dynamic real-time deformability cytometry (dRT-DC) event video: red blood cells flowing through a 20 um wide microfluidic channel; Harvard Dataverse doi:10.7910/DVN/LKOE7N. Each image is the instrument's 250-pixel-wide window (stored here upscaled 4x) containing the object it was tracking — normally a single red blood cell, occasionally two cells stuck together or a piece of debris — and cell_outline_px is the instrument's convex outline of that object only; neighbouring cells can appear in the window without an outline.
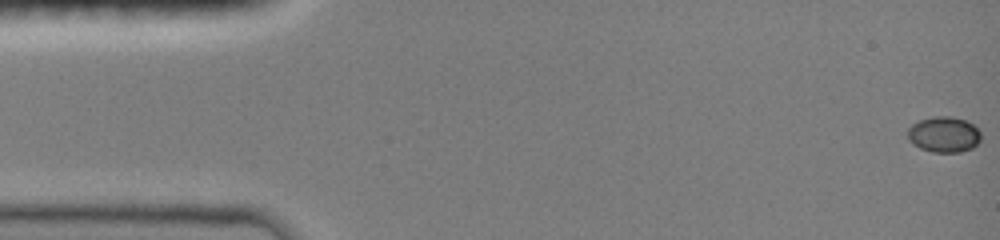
{"species": "common noctule bat (a hibernating species)", "species_latin": "Nyctalus noctula", "temperature_condition": "room temperature", "stored_images_in_passage": 48, "camera_frame_rate_fps": 3000, "um_per_image_px": 0.085, "animal": {"sex": "female", "body_mass_g": 19.0, "forearm_length_mm": 51.5}, "frame": {"image": 1, "passage_image": 1, "time_ms": 0.0, "image_size_px": [1000, 240], "cell_outline_px": [[980, 140], [972, 148], [960, 152], [932, 152], [920, 148], [912, 144], [908, 140], [908, 128], [912, 124], [920, 120], [936, 116], [952, 116], [964, 120], [972, 124], [980, 132]], "centroid_in_image_um": [80.21, 11.43], "position_along_channel_um": 4.8, "area_um2": 15.2}}
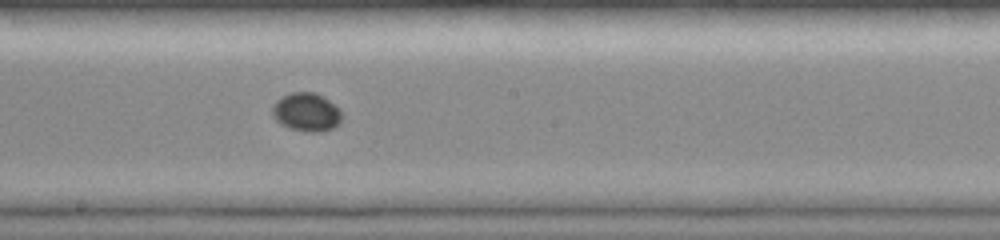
{"frame": {"image": 2, "passage_image": 27, "time_ms": 8.667, "image_size_px": [1000, 240], "cell_outline_px": [[340, 120], [332, 128], [320, 132], [312, 132], [288, 128], [280, 124], [272, 116], [272, 104], [280, 96], [292, 92], [316, 92], [340, 108]], "centroid_in_image_um": [25.99, 9.51], "position_along_channel_um": 222.2, "area_um2": 15.61}}
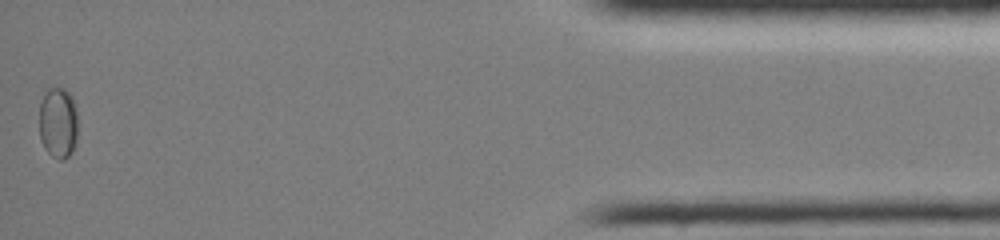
{"frame": {"image": 3, "passage_image": 48, "time_ms": 15.667, "image_size_px": [1000, 240], "cell_outline_px": [[76, 144], [72, 152], [64, 160], [60, 160], [52, 156], [44, 148], [40, 140], [40, 104], [44, 92], [48, 88], [64, 88], [72, 96], [76, 108]], "centroid_in_image_um": [4.93, 10.44], "position_along_channel_um": 430.3, "area_um2": 16.13}, "authors_computed_cell_mechanics": {"area_um2": 14.6523, "velocity_mm_per_s": 4.0267, "shape_relaxation_time_tau1_ms": 5.8399, "shape_relaxation_time_tau2_ms": null, "deformation_change_tau1": 0.077, "deformation_change_tau2": null}}